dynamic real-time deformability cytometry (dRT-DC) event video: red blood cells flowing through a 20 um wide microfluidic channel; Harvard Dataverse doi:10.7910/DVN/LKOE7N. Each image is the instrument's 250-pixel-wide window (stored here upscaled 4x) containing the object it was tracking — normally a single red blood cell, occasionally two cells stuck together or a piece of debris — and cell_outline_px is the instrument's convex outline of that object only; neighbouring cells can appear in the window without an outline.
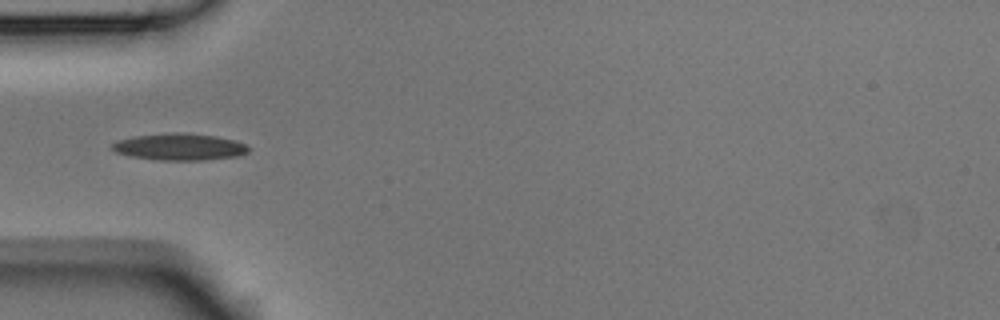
{"species": "Egyptian fruit bat (a non-hibernating species)", "species_latin": "Rousettus aegyptiacus", "temperature_condition": "room temperature", "stored_images_in_passage": 4, "camera_frame_rate_fps": 3000, "um_per_image_px": 0.085, "animal": {"sex": "male"}, "frame": {"image": 1, "passage_image": 1, "time_ms": 0.0, "image_size_px": [1000, 320], "cell_outline_px": [[248, 152], [240, 156], [204, 160], [156, 160], [132, 156], [116, 152], [112, 148], [112, 144], [116, 140], [136, 136], [172, 132], [184, 132], [216, 136], [236, 140], [244, 144], [248, 148]], "centroid_in_image_um": [15.28, 12.48], "position_along_channel_um": 69.7, "area_um2": 21.33}}
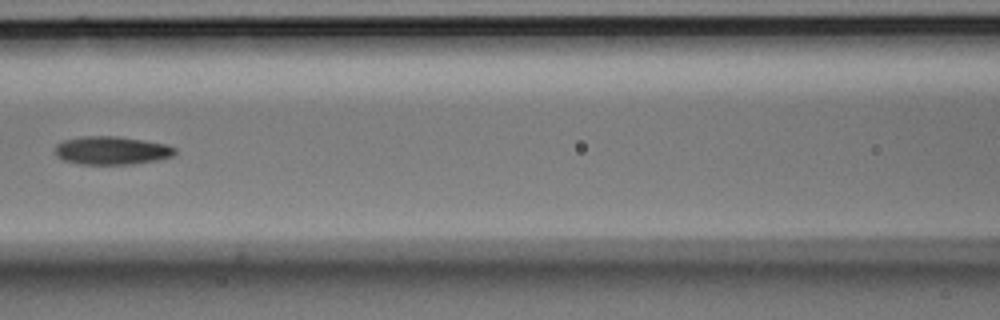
{"frame": {"image": 2, "passage_image": 3, "time_ms": 0.667, "image_size_px": [1000, 320], "cell_outline_px": [[176, 152], [172, 156], [160, 160], [132, 164], [80, 164], [64, 160], [56, 156], [56, 144], [64, 140], [84, 136], [116, 136], [164, 144], [176, 148]], "centroid_in_image_um": [9.49, 12.8], "position_along_channel_um": 157.1, "area_um2": 19.59}}
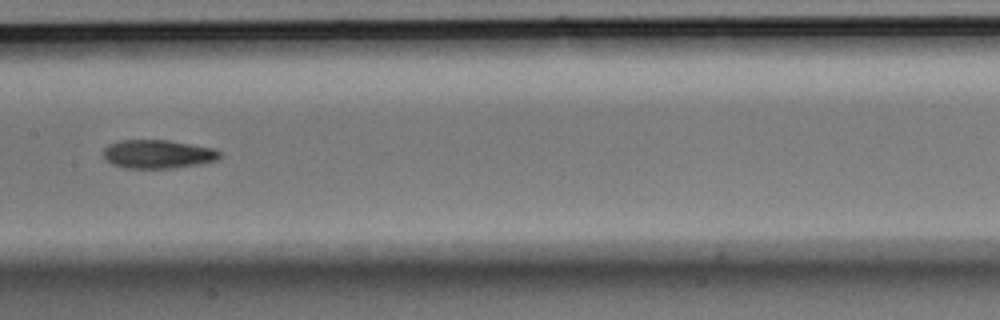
{"frame": {"image": 3, "passage_image": 4, "time_ms": 1.0, "image_size_px": [1000, 320], "cell_outline_px": [[220, 156], [216, 160], [204, 164], [172, 168], [124, 168], [112, 164], [104, 160], [104, 148], [108, 144], [120, 140], [168, 140], [212, 148], [220, 152]], "centroid_in_image_um": [13.39, 13.11], "position_along_channel_um": 194.0, "area_um2": 19.48}}